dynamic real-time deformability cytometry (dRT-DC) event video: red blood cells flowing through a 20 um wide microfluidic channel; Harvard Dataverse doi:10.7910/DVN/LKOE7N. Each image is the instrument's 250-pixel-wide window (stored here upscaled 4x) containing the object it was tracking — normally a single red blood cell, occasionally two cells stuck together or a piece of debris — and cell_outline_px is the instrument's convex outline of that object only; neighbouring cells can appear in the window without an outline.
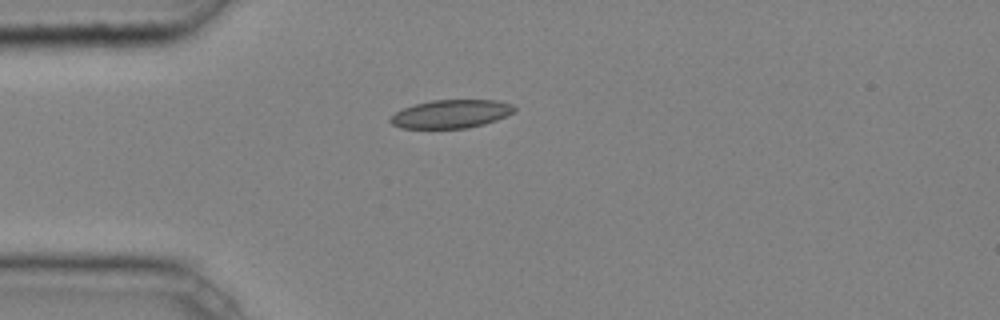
{"species": "common noctule bat (a hibernating species)", "species_latin": "Nyctalus noctula", "temperature_condition": "cold", "stored_images_in_passage": 2, "camera_frame_rate_fps": 3000, "um_per_image_px": 0.085, "animal": {"sex": "male", "body_mass_g": 20.4}, "frame": {"image": 1, "passage_image": 1, "time_ms": 0.0, "image_size_px": [1000, 320], "cell_outline_px": [[516, 108], [512, 112], [496, 120], [484, 124], [468, 128], [400, 128], [392, 124], [388, 120], [396, 112], [404, 108], [416, 104], [432, 100], [496, 100], [512, 104]], "centroid_in_image_um": [38.33, 9.68], "position_along_channel_um": 46.7, "area_um2": 20.29}}